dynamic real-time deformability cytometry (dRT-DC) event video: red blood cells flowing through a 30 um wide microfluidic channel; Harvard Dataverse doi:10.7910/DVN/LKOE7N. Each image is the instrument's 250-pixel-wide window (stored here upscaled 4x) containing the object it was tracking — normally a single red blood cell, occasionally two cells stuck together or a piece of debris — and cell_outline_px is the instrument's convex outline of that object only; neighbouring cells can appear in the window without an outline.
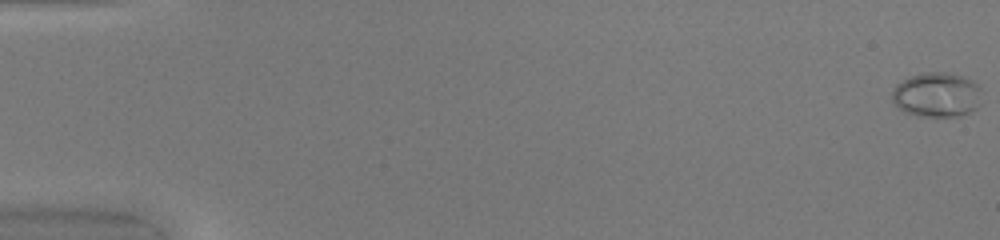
{"species": "common noctule bat (a hibernating species)", "species_latin": "Nyctalus noctula", "temperature_condition": "warm", "stored_images_in_passage": 51, "camera_frame_rate_fps": 3000, "um_per_image_px": 0.085, "animal": {"sex": "female", "body_mass_g": 20.0, "forearm_length_mm": 54.0}, "frame": {"image": 1, "passage_image": 1, "time_ms": 0.0, "image_size_px": [1000, 240], "cell_outline_px": [[980, 104], [976, 108], [960, 116], [916, 116], [904, 112], [892, 100], [892, 88], [896, 84], [912, 76], [924, 72], [952, 72], [964, 76], [972, 80], [980, 88]], "centroid_in_image_um": [79.63, 8.05], "position_along_channel_um": 5.4, "area_um2": 23.47}}
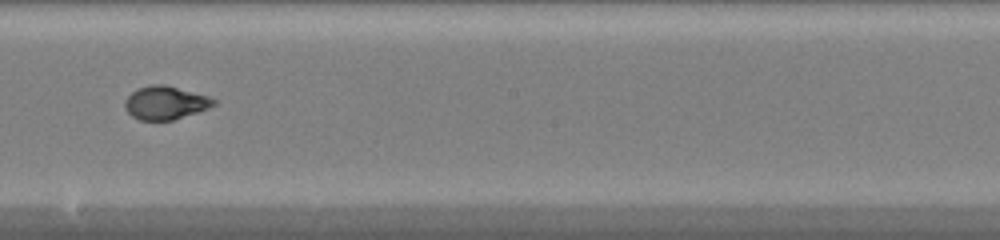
{"frame": {"image": 2, "passage_image": 30, "time_ms": 9.667, "image_size_px": [1000, 240], "cell_outline_px": [[216, 104], [208, 108], [172, 120], [140, 120], [132, 116], [124, 108], [124, 100], [132, 92], [140, 88], [152, 84], [164, 84], [208, 96], [216, 100]], "centroid_in_image_um": [14.03, 8.73], "position_along_channel_um": 234.2, "area_um2": 17.05}}
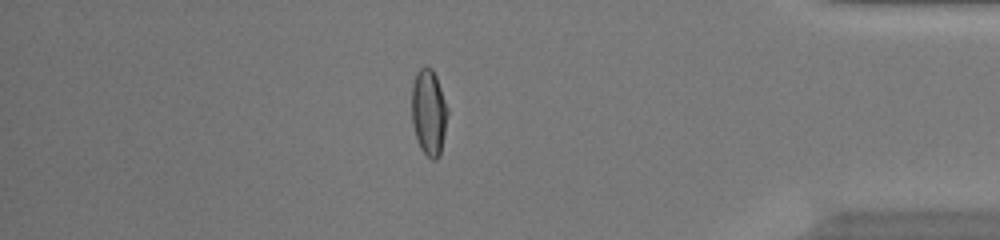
{"frame": {"image": 3, "passage_image": 44, "time_ms": 14.333, "image_size_px": [1000, 240], "cell_outline_px": [[448, 112], [440, 156], [436, 160], [432, 160], [420, 148], [416, 136], [412, 120], [412, 84], [416, 72], [424, 64], [428, 64], [432, 68], [436, 76], [448, 108]], "centroid_in_image_um": [36.44, 9.5], "position_along_channel_um": 398.8, "area_um2": 18.09}, "authors_computed_cell_mechanics": {"area_um2": 18.0336, "velocity_mm_per_s": 4.2054, "shape_relaxation_time_tau1_ms": 5.3076, "shape_relaxation_time_tau2_ms": null, "deformation_change_tau1": 0.2357, "deformation_change_tau2": null}}